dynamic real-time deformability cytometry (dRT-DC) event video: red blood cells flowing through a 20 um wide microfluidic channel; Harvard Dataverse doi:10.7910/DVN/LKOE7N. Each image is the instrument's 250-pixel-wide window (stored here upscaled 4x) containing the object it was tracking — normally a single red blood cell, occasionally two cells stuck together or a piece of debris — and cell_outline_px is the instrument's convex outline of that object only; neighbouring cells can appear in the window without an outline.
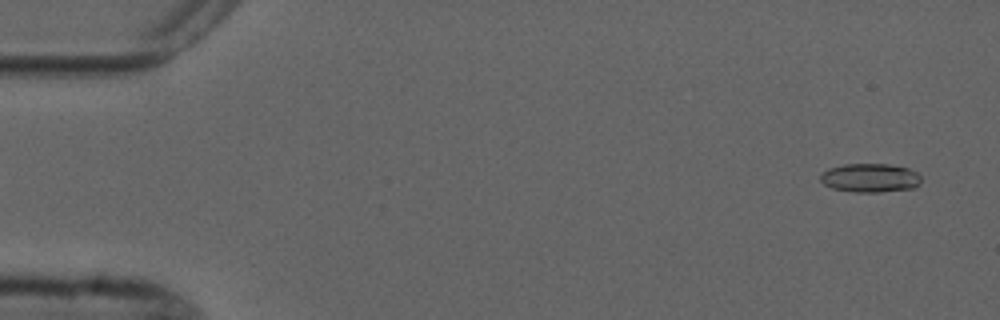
{"species": "common noctule bat (a hibernating species)", "species_latin": "Nyctalus noctula", "temperature_condition": "cold", "stored_images_in_passage": 5, "segment_of_instrument_passage": [2, 2], "camera_frame_rate_fps": 3000, "um_per_image_px": 0.085, "animal": {"sex": "male", "forearm_length_mm": 52.5}, "frame": {"image": 1, "passage_image": 5, "time_ms": 5.667, "image_size_px": [1000, 320], "cell_outline_px": [[920, 184], [912, 188], [880, 192], [856, 192], [832, 188], [824, 184], [820, 180], [820, 176], [828, 168], [844, 164], [888, 164], [908, 168], [916, 172], [920, 176]], "centroid_in_image_um": [73.95, 15.12], "position_along_channel_um": 11.0, "area_um2": 16.82}}